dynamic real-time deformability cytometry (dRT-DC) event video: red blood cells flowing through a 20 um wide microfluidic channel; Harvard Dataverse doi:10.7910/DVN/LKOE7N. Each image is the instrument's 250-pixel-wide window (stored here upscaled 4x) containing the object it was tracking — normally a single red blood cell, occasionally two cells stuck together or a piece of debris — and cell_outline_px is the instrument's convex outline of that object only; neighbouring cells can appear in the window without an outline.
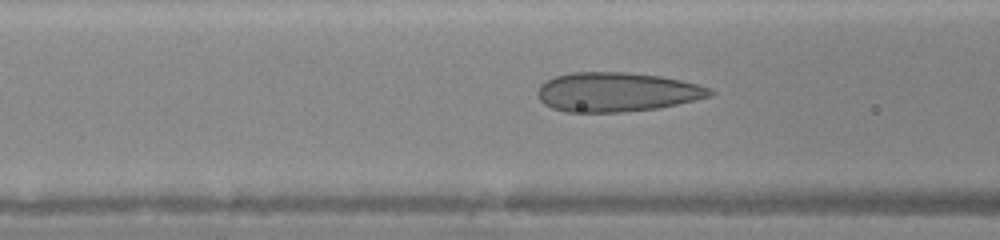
{"species": "human", "species_latin": "Homo sapiens", "temperature_condition": "warm", "stored_images_in_passage": 31, "camera_frame_rate_fps": 3000, "um_per_image_px": 0.085, "donor": {"sex": "female"}, "frame": {"image": 1, "passage_image": 9, "time_ms": 2.667, "image_size_px": [1000, 240], "cell_outline_px": [[716, 92], [712, 96], [660, 108], [624, 112], [568, 112], [552, 108], [544, 104], [536, 96], [536, 92], [540, 84], [556, 76], [572, 72], [624, 72], [660, 76], [680, 80], [696, 84], [708, 88]], "centroid_in_image_um": [52.4, 7.83], "position_along_channel_um": 114.2, "area_um2": 39.54}}
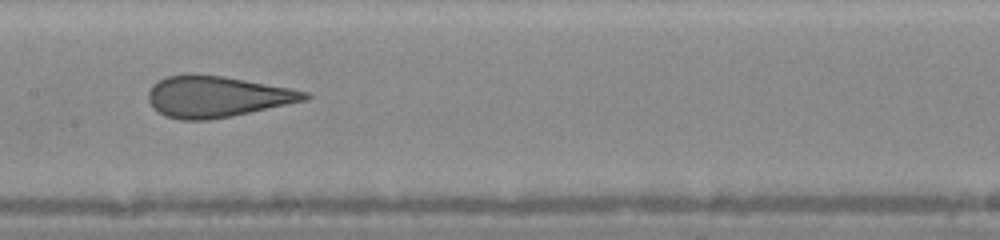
{"frame": {"image": 2, "passage_image": 14, "time_ms": 4.333, "image_size_px": [1000, 240], "cell_outline_px": [[312, 96], [308, 100], [232, 116], [208, 120], [180, 120], [164, 116], [152, 108], [148, 100], [148, 92], [152, 84], [168, 76], [192, 72], [224, 76], [292, 88], [308, 92]], "centroid_in_image_um": [18.42, 8.2], "position_along_channel_um": 189.0, "area_um2": 38.09}}
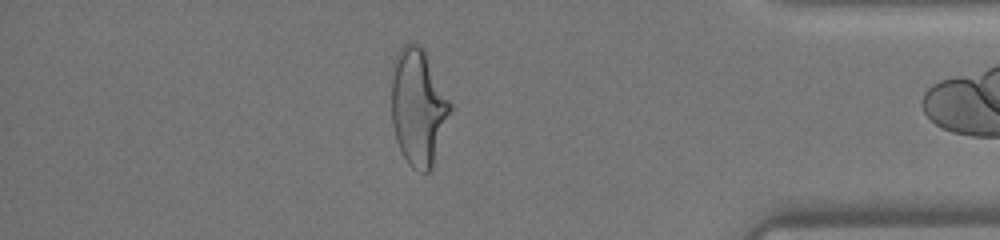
{"frame": {"image": 3, "passage_image": 30, "time_ms": 9.667, "image_size_px": [1000, 240], "cell_outline_px": [[452, 108], [432, 164], [428, 172], [420, 172], [412, 168], [408, 164], [400, 152], [396, 140], [392, 124], [392, 64], [400, 48], [404, 44], [416, 44], [424, 48], [452, 104]], "centroid_in_image_um": [35.53, 9.08], "position_along_channel_um": 399.7, "area_um2": 39.82}}